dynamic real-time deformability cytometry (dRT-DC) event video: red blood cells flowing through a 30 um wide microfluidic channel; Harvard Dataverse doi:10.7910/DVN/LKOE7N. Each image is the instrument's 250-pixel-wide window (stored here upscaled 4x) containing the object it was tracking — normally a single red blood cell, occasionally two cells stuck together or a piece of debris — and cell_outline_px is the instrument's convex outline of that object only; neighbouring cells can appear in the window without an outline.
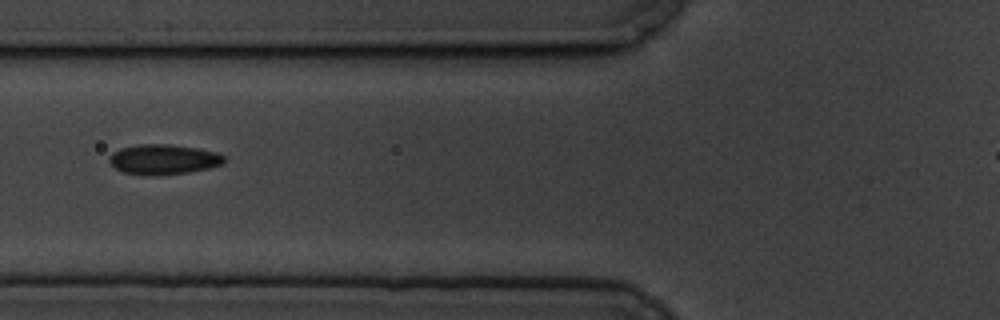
{"species": "common noctule bat (a hibernating species)", "species_latin": "Nyctalus noctula", "temperature_condition": "cold", "stored_images_in_passage": 4, "camera_frame_rate_fps": 3000, "um_per_image_px": 0.085, "animal": {"sex": "male", "body_mass_g": 19.5, "forearm_length_mm": 54.6}, "frame": {"image": 1, "passage_image": 3, "time_ms": 2.333, "image_size_px": [1000, 320], "cell_outline_px": [[224, 164], [208, 168], [188, 172], [156, 176], [144, 176], [124, 172], [116, 168], [108, 160], [108, 156], [112, 152], [120, 148], [140, 144], [168, 144], [196, 148], [216, 152], [224, 156]], "centroid_in_image_um": [13.86, 13.55], "position_along_channel_um": 111.9, "area_um2": 20.23}}
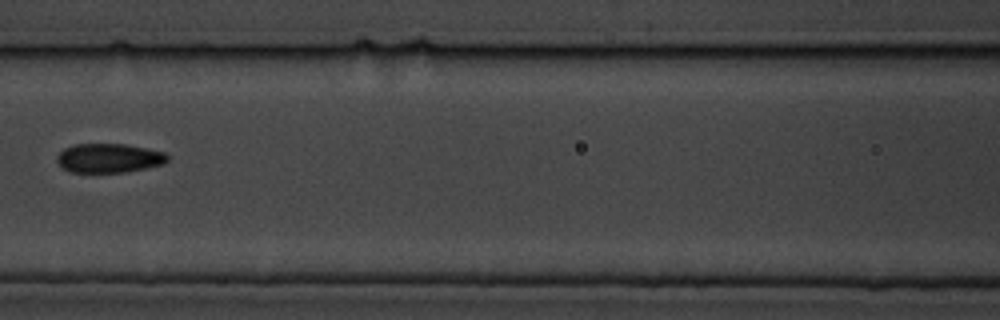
{"frame": {"image": 2, "passage_image": 4, "time_ms": 3.667, "image_size_px": [1000, 320], "cell_outline_px": [[168, 160], [164, 164], [124, 172], [72, 172], [64, 168], [56, 160], [56, 156], [64, 148], [72, 144], [128, 144], [164, 152], [168, 156]], "centroid_in_image_um": [9.25, 13.42], "position_along_channel_um": 157.3, "area_um2": 18.73}}